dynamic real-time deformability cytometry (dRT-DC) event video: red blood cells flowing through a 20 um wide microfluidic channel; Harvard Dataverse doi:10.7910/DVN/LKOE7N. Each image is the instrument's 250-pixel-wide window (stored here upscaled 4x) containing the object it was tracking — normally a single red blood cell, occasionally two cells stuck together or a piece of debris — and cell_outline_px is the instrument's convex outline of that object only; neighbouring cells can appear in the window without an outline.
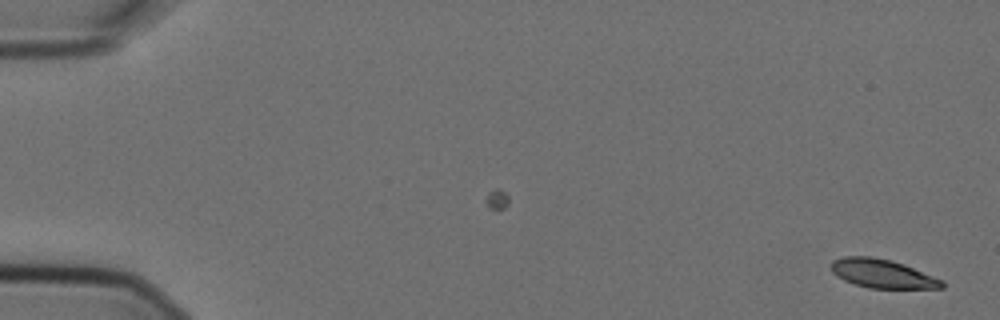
{"species": "Egyptian fruit bat (a non-hibernating species)", "species_latin": "Rousettus aegyptiacus", "temperature_condition": "cold", "stored_images_in_passage": 9, "camera_frame_rate_fps": 3000, "um_per_image_px": 0.085, "animal": {"sex": "female"}, "frame": {"image": 1, "passage_image": 1, "time_ms": 0.0, "image_size_px": [1000, 320], "cell_outline_px": [[944, 288], [868, 288], [844, 280], [836, 276], [832, 272], [832, 260], [844, 256], [872, 256], [892, 260], [904, 264], [944, 280]], "centroid_in_image_um": [75.01, 23.25], "position_along_channel_um": 10.0, "area_um2": 18.61}}
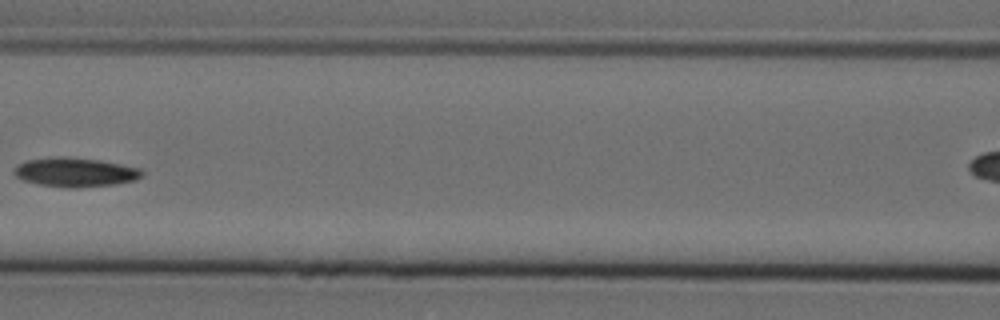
{"frame": {"image": 2, "passage_image": 8, "time_ms": 2.333, "image_size_px": [1000, 320], "cell_outline_px": [[144, 176], [136, 180], [116, 184], [76, 188], [68, 188], [36, 184], [24, 180], [16, 176], [12, 172], [16, 164], [24, 160], [56, 156], [60, 156], [100, 160], [140, 168], [144, 172]], "centroid_in_image_um": [6.37, 14.64], "position_along_channel_um": 160.2, "area_um2": 22.08}}